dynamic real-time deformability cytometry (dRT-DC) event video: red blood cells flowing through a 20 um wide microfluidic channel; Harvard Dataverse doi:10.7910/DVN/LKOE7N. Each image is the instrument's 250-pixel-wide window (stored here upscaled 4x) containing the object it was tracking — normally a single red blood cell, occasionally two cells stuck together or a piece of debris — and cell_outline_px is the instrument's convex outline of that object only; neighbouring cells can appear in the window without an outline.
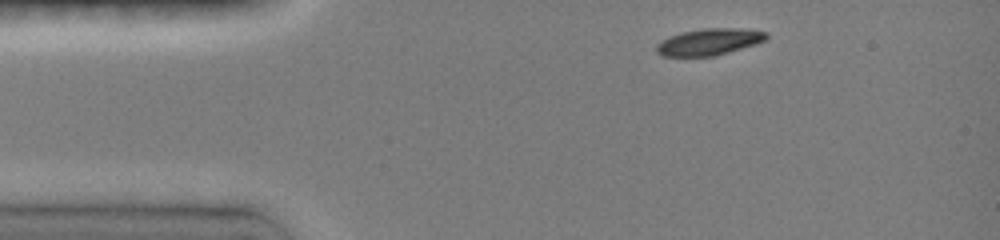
{"species": "common noctule bat (a hibernating species)", "species_latin": "Nyctalus noctula", "temperature_condition": "room temperature", "stored_images_in_passage": 48, "camera_frame_rate_fps": 3000, "um_per_image_px": 0.085, "animal": {"sex": "female", "body_mass_g": 19.0, "forearm_length_mm": 51.5}, "frame": {"image": 1, "passage_image": 1, "time_ms": 0.0, "image_size_px": [1000, 240], "cell_outline_px": [[768, 36], [764, 40], [756, 44], [716, 56], [660, 56], [656, 52], [656, 44], [660, 40], [668, 36], [680, 32], [700, 28], [740, 28], [768, 32]], "centroid_in_image_um": [60.23, 3.55], "position_along_channel_um": 24.8, "area_um2": 17.34}}
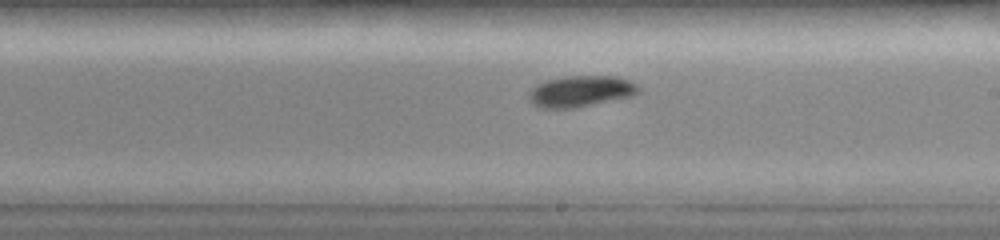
{"frame": {"image": 2, "passage_image": 27, "time_ms": 6.667, "image_size_px": [1000, 240], "cell_outline_px": [[640, 92], [632, 96], [572, 108], [540, 108], [532, 104], [528, 96], [528, 92], [536, 84], [548, 80], [564, 76], [616, 76], [628, 80], [636, 84], [640, 88]], "centroid_in_image_um": [49.34, 7.75], "position_along_channel_um": 239.7, "area_um2": 19.88}}
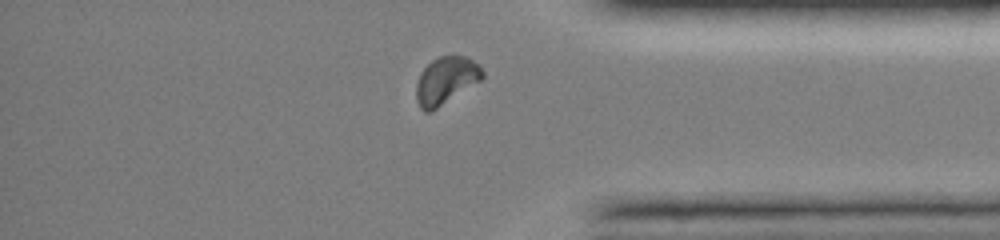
{"frame": {"image": 3, "passage_image": 43, "time_ms": 10.667, "image_size_px": [1000, 240], "cell_outline_px": [[484, 76], [480, 80], [436, 108], [428, 112], [424, 112], [420, 108], [416, 100], [416, 84], [420, 72], [432, 60], [440, 56], [464, 56], [480, 64], [484, 72]], "centroid_in_image_um": [37.88, 6.82], "position_along_channel_um": 397.3, "area_um2": 17.98}, "authors_computed_cell_mechanics": {"area_um2": 18.7561, "velocity_mm_per_s": 4.0353, "shape_relaxation_time_tau1_ms": 2.0294, "shape_relaxation_time_tau2_ms": 5.5506, "deformation_change_tau1": 0.1211, "deformation_change_tau2": 0.0784}}